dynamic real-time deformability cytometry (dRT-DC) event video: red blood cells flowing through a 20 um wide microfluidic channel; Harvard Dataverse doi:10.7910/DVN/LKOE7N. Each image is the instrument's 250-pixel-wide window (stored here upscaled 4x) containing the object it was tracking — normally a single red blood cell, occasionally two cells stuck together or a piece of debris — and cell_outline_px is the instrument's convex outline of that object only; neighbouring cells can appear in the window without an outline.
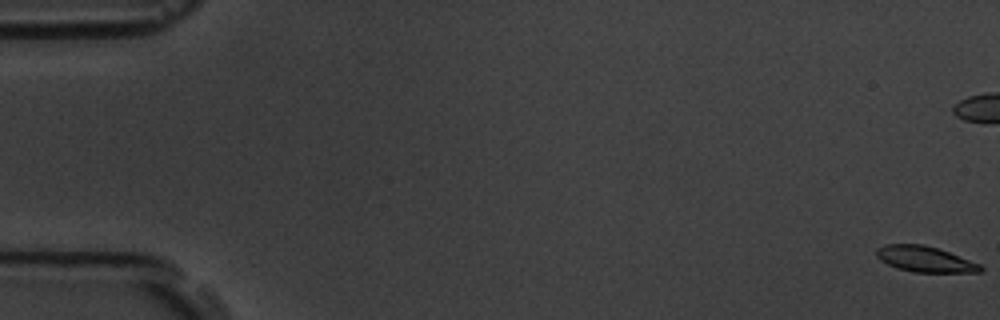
{"species": "common noctule bat (a hibernating species)", "species_latin": "Nyctalus noctula", "temperature_condition": "room temperature", "stored_images_in_passage": 7, "camera_frame_rate_fps": 3000, "um_per_image_px": 0.085, "animal": {"sex": "male", "body_mass_g": 19.5, "forearm_length_mm": 54.6}, "frame": {"image": 1, "passage_image": 1, "time_ms": 0.0, "image_size_px": [1000, 320], "cell_outline_px": [[984, 268], [980, 272], [916, 272], [900, 268], [888, 264], [880, 260], [876, 256], [876, 248], [884, 244], [924, 244], [948, 252], [980, 264]], "centroid_in_image_um": [78.6, 22.01], "position_along_channel_um": 6.4, "area_um2": 15.37}}
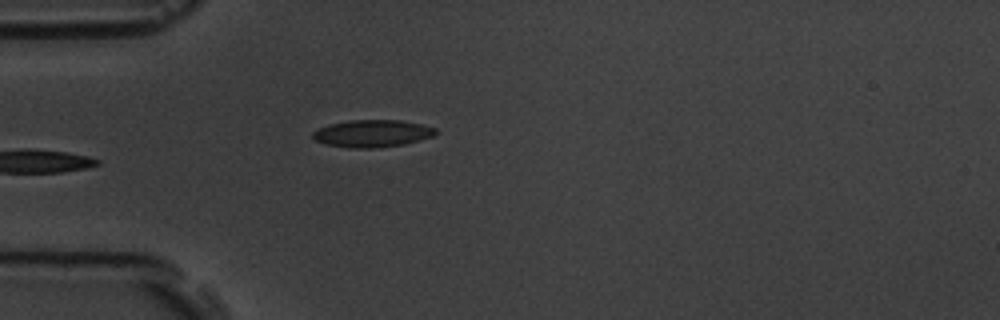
{"frame": {"image": 2, "passage_image": 7, "time_ms": 6.667, "image_size_px": [1000, 320], "cell_outline_px": [[436, 132], [432, 136], [420, 140], [404, 144], [372, 148], [352, 148], [324, 144], [316, 140], [312, 136], [312, 132], [328, 124], [352, 120], [400, 120], [420, 124], [436, 128]], "centroid_in_image_um": [31.62, 11.34], "position_along_channel_um": 53.4, "area_um2": 19.36}}